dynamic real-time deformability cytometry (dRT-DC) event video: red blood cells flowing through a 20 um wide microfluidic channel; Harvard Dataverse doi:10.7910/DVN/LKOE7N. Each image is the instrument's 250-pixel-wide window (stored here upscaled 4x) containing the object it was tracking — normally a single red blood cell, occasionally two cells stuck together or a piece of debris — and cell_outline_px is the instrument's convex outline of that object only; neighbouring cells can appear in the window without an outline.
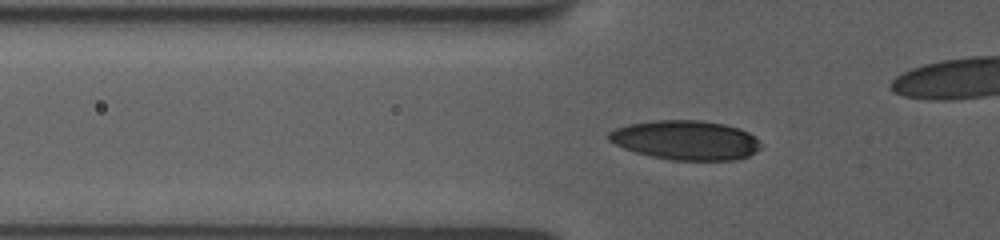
{"species": "human", "species_latin": "Homo sapiens", "temperature_condition": "room temperature", "stored_images_in_passage": 42, "camera_frame_rate_fps": 3000, "um_per_image_px": 0.085, "donor": {"sex": "female"}, "frame": {"image": 1, "passage_image": 13, "time_ms": 4.0, "image_size_px": [1000, 240], "cell_outline_px": [[760, 148], [756, 152], [748, 156], [736, 160], [672, 160], [652, 156], [636, 152], [624, 148], [608, 140], [608, 132], [616, 128], [628, 124], [656, 120], [700, 120], [724, 124], [740, 128], [748, 132], [760, 140]], "centroid_in_image_um": [58.31, 11.91], "position_along_channel_um": 67.5, "area_um2": 34.91}}
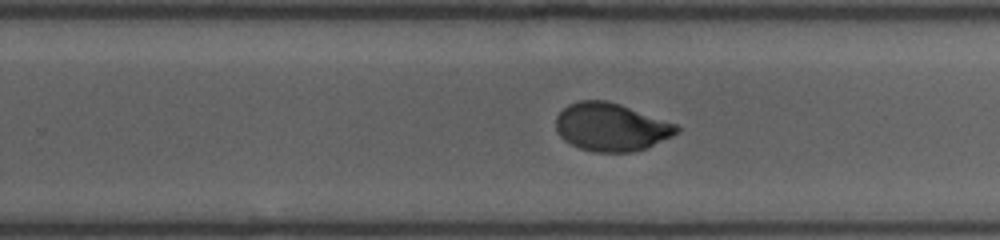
{"frame": {"image": 2, "passage_image": 30, "time_ms": 9.667, "image_size_px": [1000, 240], "cell_outline_px": [[680, 132], [648, 148], [632, 152], [592, 152], [580, 148], [564, 140], [556, 132], [556, 116], [568, 104], [580, 100], [608, 100], [620, 104], [676, 124], [680, 128]], "centroid_in_image_um": [51.94, 10.8], "position_along_channel_um": 277.9, "area_um2": 33.93}}
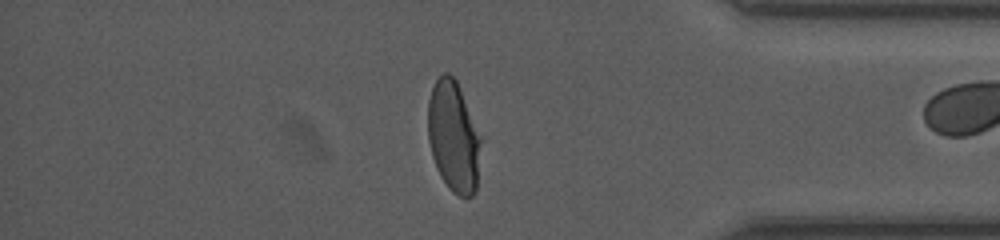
{"frame": {"image": 3, "passage_image": 41, "time_ms": 13.333, "image_size_px": [1000, 240], "cell_outline_px": [[480, 144], [476, 188], [472, 196], [460, 196], [452, 192], [448, 188], [440, 176], [436, 168], [432, 156], [428, 140], [428, 100], [432, 88], [436, 80], [444, 72], [448, 72], [456, 80], [480, 136]], "centroid_in_image_um": [38.51, 11.63], "position_along_channel_um": 396.7, "area_um2": 33.76}}